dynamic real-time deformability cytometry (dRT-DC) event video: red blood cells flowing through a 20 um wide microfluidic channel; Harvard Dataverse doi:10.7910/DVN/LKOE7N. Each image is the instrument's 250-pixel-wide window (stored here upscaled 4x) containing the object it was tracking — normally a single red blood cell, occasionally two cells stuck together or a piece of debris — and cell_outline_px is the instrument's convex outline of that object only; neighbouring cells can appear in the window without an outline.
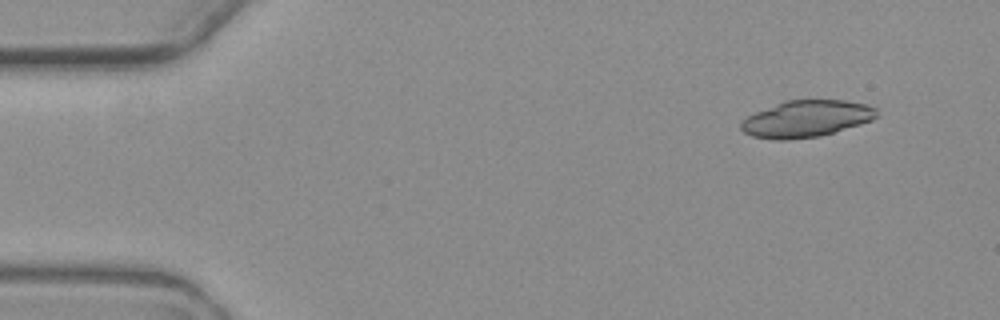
{"species": "common noctule bat (a hibernating species)", "species_latin": "Nyctalus noctula", "temperature_condition": "warm", "stored_images_in_passage": 5, "camera_frame_rate_fps": 3000, "um_per_image_px": 0.085, "animal": {"sex": "female", "body_mass_g": 19.3, "forearm_length_mm": 54.1}, "frame": {"image": 1, "passage_image": 2, "time_ms": 1.333, "image_size_px": [1000, 320], "cell_outline_px": [[876, 116], [872, 120], [860, 124], [820, 136], [788, 140], [772, 140], [752, 136], [744, 132], [740, 128], [740, 124], [748, 116], [756, 112], [784, 100], [844, 100], [868, 104], [876, 108]], "centroid_in_image_um": [68.53, 10.1], "position_along_channel_um": 16.5, "area_um2": 28.96}}